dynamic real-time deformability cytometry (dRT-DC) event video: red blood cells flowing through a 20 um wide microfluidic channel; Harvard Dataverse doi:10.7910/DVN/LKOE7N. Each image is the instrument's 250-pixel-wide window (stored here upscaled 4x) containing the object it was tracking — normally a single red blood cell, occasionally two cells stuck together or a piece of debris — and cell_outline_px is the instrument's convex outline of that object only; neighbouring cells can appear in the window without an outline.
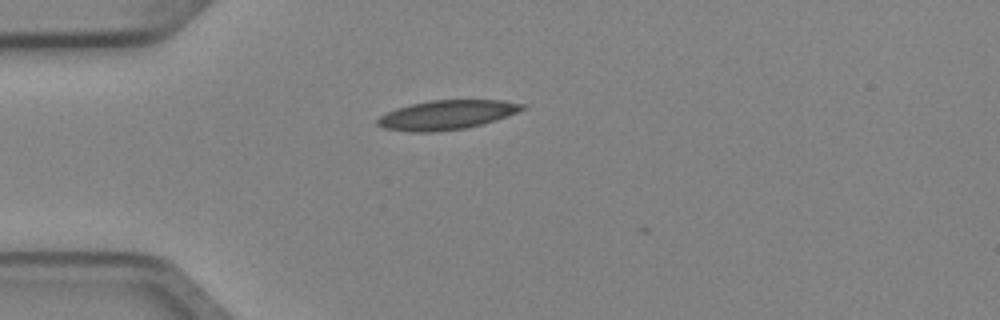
{"species": "Egyptian fruit bat (a non-hibernating species)", "species_latin": "Rousettus aegyptiacus", "temperature_condition": "cold", "stored_images_in_passage": 1, "camera_frame_rate_fps": 3000, "um_per_image_px": 0.085, "animal": {"sex": "female"}, "frame": {"image": 1, "passage_image": 1, "time_ms": 0.0, "image_size_px": [1000, 320], "cell_outline_px": [[528, 108], [496, 120], [464, 128], [436, 132], [412, 132], [384, 128], [376, 124], [376, 120], [380, 116], [396, 108], [428, 100], [504, 100], [528, 104]], "centroid_in_image_um": [38.01, 9.75], "position_along_channel_um": 47.0, "area_um2": 24.8}}